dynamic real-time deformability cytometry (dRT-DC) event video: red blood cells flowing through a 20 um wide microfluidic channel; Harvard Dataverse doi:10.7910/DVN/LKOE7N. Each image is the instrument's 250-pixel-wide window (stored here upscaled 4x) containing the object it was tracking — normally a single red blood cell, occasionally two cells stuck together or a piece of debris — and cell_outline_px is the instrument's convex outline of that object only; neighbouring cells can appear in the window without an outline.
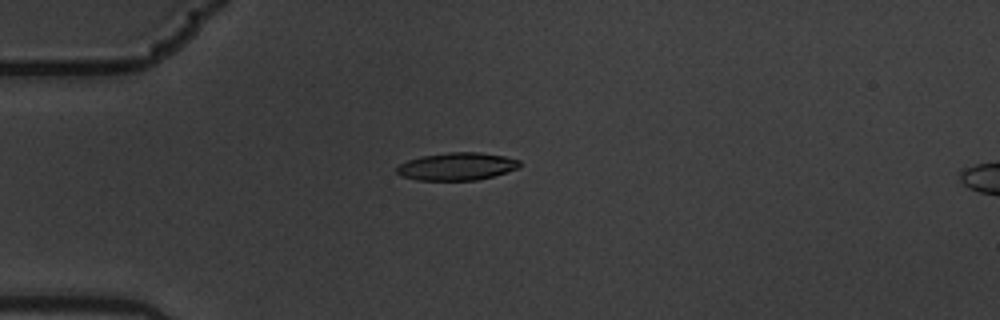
{"species": "common noctule bat (a hibernating species)", "species_latin": "Nyctalus noctula", "temperature_condition": "warm", "stored_images_in_passage": 7, "camera_frame_rate_fps": 3000, "um_per_image_px": 0.085, "animal": {"sex": "male", "body_mass_g": 19.5, "forearm_length_mm": 54.6}, "frame": {"image": 1, "passage_image": 5, "time_ms": 1.333, "image_size_px": [1000, 320], "cell_outline_px": [[520, 164], [516, 168], [492, 176], [476, 180], [416, 180], [400, 176], [396, 172], [396, 168], [400, 164], [408, 160], [420, 156], [448, 152], [480, 152], [504, 156], [520, 160]], "centroid_in_image_um": [38.78, 14.14], "position_along_channel_um": 46.2, "area_um2": 19.71}}
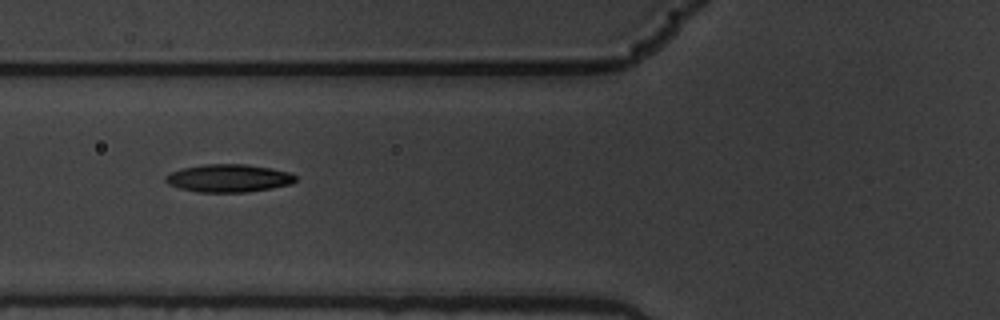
{"frame": {"image": 2, "passage_image": 7, "time_ms": 2.0, "image_size_px": [1000, 320], "cell_outline_px": [[296, 180], [292, 184], [272, 188], [244, 192], [196, 192], [180, 188], [168, 184], [164, 180], [164, 176], [180, 168], [204, 164], [244, 164], [272, 168], [288, 172], [296, 176]], "centroid_in_image_um": [19.41, 15.14], "position_along_channel_um": 106.4, "area_um2": 21.15}}